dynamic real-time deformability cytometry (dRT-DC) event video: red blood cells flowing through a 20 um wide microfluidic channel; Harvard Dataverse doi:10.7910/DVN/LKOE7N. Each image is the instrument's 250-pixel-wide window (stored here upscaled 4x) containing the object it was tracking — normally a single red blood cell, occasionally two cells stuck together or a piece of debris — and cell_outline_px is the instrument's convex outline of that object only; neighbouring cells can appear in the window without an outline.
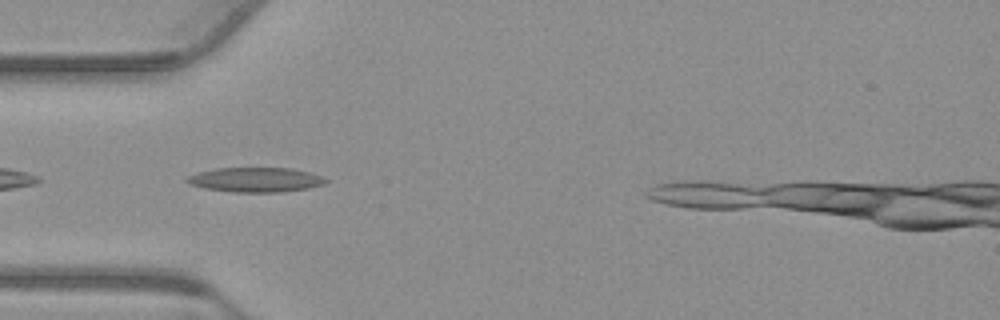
{"species": "common noctule bat (a hibernating species)", "species_latin": "Nyctalus noctula", "temperature_condition": "warm", "stored_images_in_passage": 34, "camera_frame_rate_fps": 3000, "um_per_image_px": 0.085, "animal": {"sex": "male", "body_mass_g": 23.1, "forearm_length_mm": 52.7}, "frame": {"image": 1, "passage_image": 2, "time_ms": 0.333, "image_size_px": [1000, 320], "cell_outline_px": [[328, 180], [324, 184], [308, 188], [280, 192], [232, 192], [204, 188], [192, 184], [184, 180], [188, 176], [196, 172], [216, 168], [292, 168], [308, 172], [320, 176]], "centroid_in_image_um": [21.69, 15.27], "position_along_channel_um": 63.3, "area_um2": 19.83}}
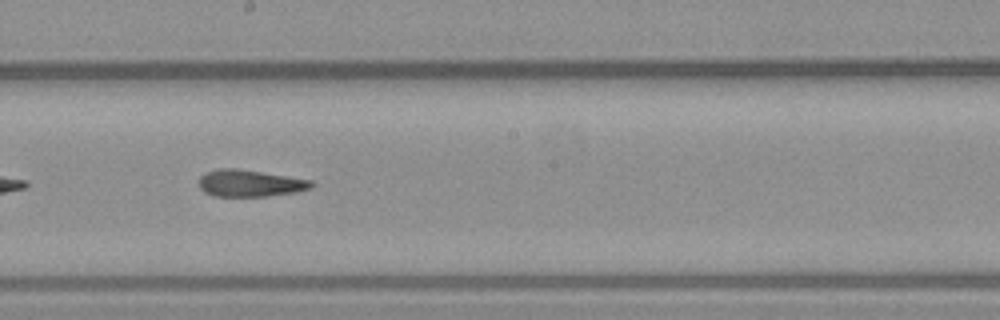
{"frame": {"image": 2, "passage_image": 15, "time_ms": 4.667, "image_size_px": [1000, 320], "cell_outline_px": [[316, 184], [312, 188], [296, 192], [264, 196], [216, 196], [204, 192], [200, 188], [200, 176], [208, 172], [220, 168], [236, 168], [312, 180]], "centroid_in_image_um": [21.28, 15.58], "position_along_channel_um": 226.9, "area_um2": 17.46}}
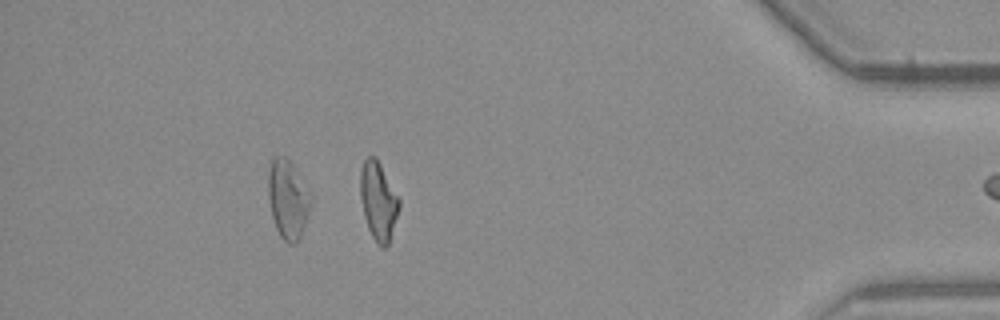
{"frame": {"image": 3, "passage_image": 33, "time_ms": 10.667, "image_size_px": [1000, 320], "cell_outline_px": [[400, 204], [388, 244], [384, 248], [380, 248], [376, 244], [368, 228], [364, 216], [360, 196], [360, 172], [364, 160], [368, 156], [376, 156], [400, 200]], "centroid_in_image_um": [32.14, 17.08], "position_along_channel_um": 403.1, "area_um2": 17.57}}